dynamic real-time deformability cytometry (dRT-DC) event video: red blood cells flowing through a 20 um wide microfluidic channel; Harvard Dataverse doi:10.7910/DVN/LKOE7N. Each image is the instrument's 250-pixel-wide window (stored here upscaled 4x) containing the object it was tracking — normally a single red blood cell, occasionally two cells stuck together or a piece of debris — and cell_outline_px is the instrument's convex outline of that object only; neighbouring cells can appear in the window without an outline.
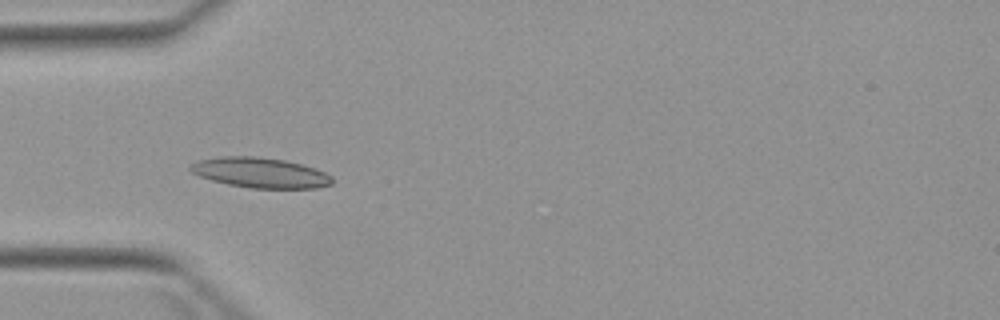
{"species": "Egyptian fruit bat (a non-hibernating species)", "species_latin": "Rousettus aegyptiacus", "temperature_condition": "warm", "stored_images_in_passage": 6, "camera_frame_rate_fps": 3000, "um_per_image_px": 0.085, "animal": {"sex": "female"}, "frame": {"image": 1, "passage_image": 5, "time_ms": 5.333, "image_size_px": [1000, 320], "cell_outline_px": [[332, 184], [316, 188], [252, 188], [228, 184], [212, 180], [200, 176], [192, 172], [188, 168], [192, 164], [200, 160], [220, 156], [256, 156], [284, 160], [304, 164], [316, 168], [332, 176]], "centroid_in_image_um": [22.15, 14.67], "position_along_channel_um": 62.8, "area_um2": 24.91}}
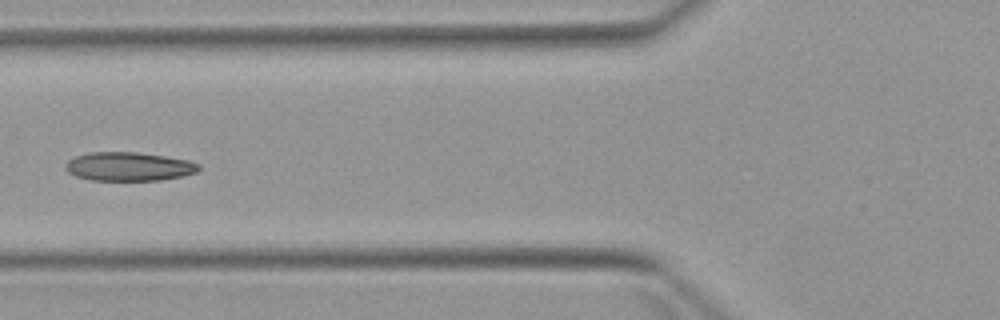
{"frame": {"image": 2, "passage_image": 6, "time_ms": 6.667, "image_size_px": [1000, 320], "cell_outline_px": [[200, 168], [196, 172], [184, 176], [160, 180], [92, 180], [76, 176], [68, 172], [64, 168], [64, 164], [68, 160], [76, 156], [88, 152], [136, 152], [164, 156], [188, 160], [200, 164]], "centroid_in_image_um": [10.94, 14.15], "position_along_channel_um": 114.9, "area_um2": 22.37}}